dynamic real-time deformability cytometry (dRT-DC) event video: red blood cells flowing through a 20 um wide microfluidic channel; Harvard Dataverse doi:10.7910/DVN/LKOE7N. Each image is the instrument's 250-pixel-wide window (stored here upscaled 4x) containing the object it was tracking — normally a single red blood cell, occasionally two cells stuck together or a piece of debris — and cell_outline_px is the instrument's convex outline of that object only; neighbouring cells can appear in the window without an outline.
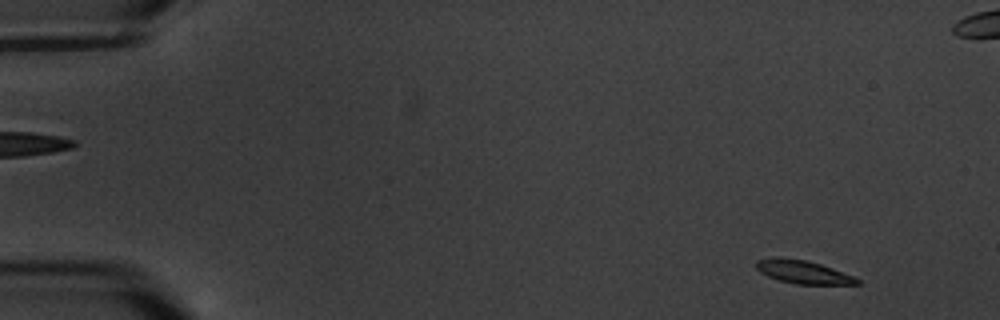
{"species": "common noctule bat (a hibernating species)", "species_latin": "Nyctalus noctula", "temperature_condition": "warm", "stored_images_in_passage": 5, "camera_frame_rate_fps": 3000, "um_per_image_px": 0.085, "animal": {"sex": "male", "body_mass_g": 20.1, "forearm_length_mm": 53.5}, "frame": {"image": 1, "passage_image": 1, "time_ms": 0.0, "image_size_px": [1000, 320], "cell_outline_px": [[860, 284], [796, 284], [780, 280], [768, 276], [760, 272], [756, 268], [756, 260], [776, 256], [804, 260], [820, 264], [832, 268], [852, 276], [860, 280]], "centroid_in_image_um": [68.22, 23.11], "position_along_channel_um": 16.8, "area_um2": 13.47}}